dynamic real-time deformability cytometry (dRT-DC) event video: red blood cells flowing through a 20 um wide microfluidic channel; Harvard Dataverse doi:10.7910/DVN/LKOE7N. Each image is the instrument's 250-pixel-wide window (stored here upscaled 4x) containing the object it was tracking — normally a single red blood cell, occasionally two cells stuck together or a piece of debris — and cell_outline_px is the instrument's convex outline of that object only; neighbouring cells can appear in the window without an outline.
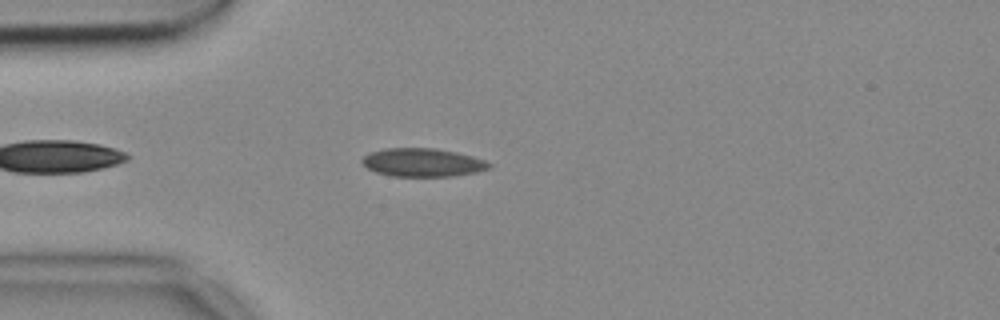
{"species": "common noctule bat (a hibernating species)", "species_latin": "Nyctalus noctula", "temperature_condition": "cold", "stored_images_in_passage": 40, "camera_frame_rate_fps": 3000, "um_per_image_px": 0.085, "animal": {"sex": "female", "body_mass_g": 18.4}, "frame": {"image": 1, "passage_image": 5, "time_ms": 1.333, "image_size_px": [1000, 320], "cell_outline_px": [[492, 164], [488, 168], [476, 172], [452, 176], [392, 176], [376, 172], [368, 168], [360, 160], [368, 152], [384, 148], [436, 148], [456, 152], [472, 156], [484, 160]], "centroid_in_image_um": [35.89, 13.8], "position_along_channel_um": 49.1, "area_um2": 20.92}}
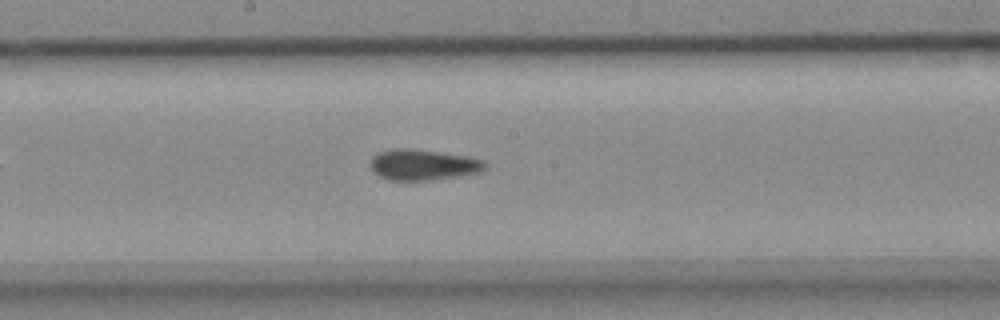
{"frame": {"image": 2, "passage_image": 19, "time_ms": 6.0, "image_size_px": [1000, 320], "cell_outline_px": [[488, 168], [484, 172], [432, 180], [388, 180], [372, 172], [368, 164], [372, 156], [380, 152], [396, 148], [412, 148], [464, 156], [484, 160], [488, 164]], "centroid_in_image_um": [35.96, 14.01], "position_along_channel_um": 212.2, "area_um2": 20.87}}
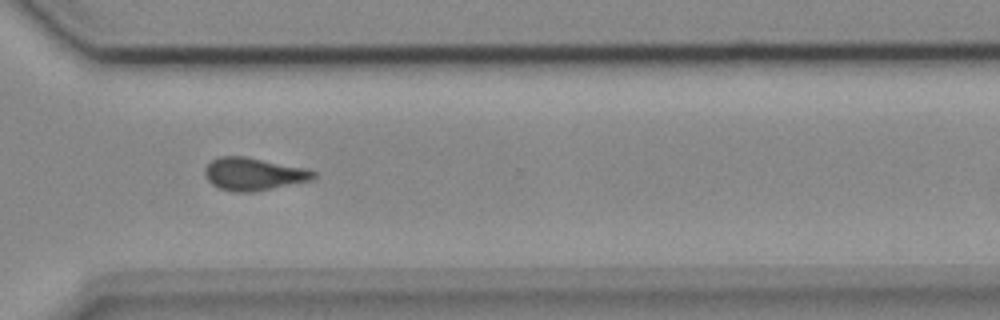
{"frame": {"image": 3, "passage_image": 30, "time_ms": 9.667, "image_size_px": [1000, 320], "cell_outline_px": [[316, 180], [256, 192], [232, 192], [220, 188], [212, 184], [204, 176], [204, 168], [212, 160], [220, 156], [244, 156], [308, 168], [316, 172]], "centroid_in_image_um": [21.61, 14.8], "position_along_channel_um": 349.0, "area_um2": 21.15}, "authors_computed_cell_mechanics": {"area_um2": 20.8947, "velocity_mm_per_s": 3.7256, "shape_relaxation_time_tau1_ms": null, "shape_relaxation_time_tau2_ms": 5.6215, "deformation_change_tau1": null, "deformation_change_tau2": 0.0772}}